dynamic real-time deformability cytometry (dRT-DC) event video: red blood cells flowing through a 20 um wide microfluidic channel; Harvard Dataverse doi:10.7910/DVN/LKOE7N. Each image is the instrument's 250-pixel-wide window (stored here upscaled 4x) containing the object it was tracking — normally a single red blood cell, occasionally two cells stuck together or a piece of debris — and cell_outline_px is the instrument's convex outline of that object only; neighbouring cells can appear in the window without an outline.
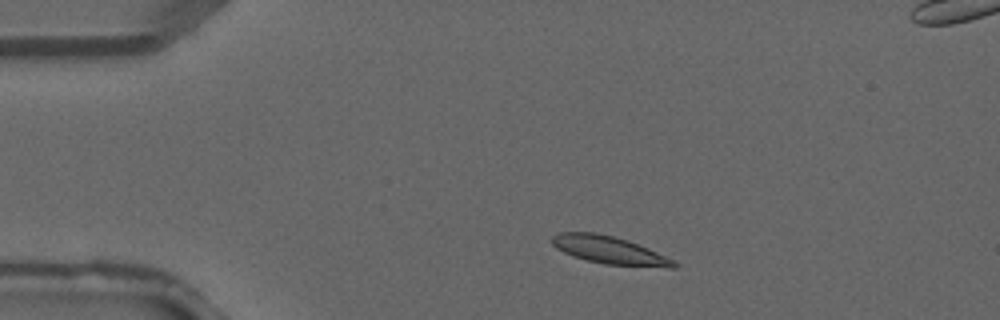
{"species": "common noctule bat (a hibernating species)", "species_latin": "Nyctalus noctula", "temperature_condition": "warm", "stored_images_in_passage": 4, "camera_frame_rate_fps": 3000, "um_per_image_px": 0.085, "animal": {"sex": "male", "forearm_length_mm": 52.5}, "frame": {"image": 1, "passage_image": 4, "time_ms": 1.0, "image_size_px": [1000, 320], "cell_outline_px": [[680, 264], [676, 268], [668, 268], [604, 264], [572, 256], [556, 248], [552, 244], [552, 236], [560, 232], [596, 232], [628, 240], [648, 248], [676, 260]], "centroid_in_image_um": [51.86, 21.27], "position_along_channel_um": 33.1, "area_um2": 19.88}}